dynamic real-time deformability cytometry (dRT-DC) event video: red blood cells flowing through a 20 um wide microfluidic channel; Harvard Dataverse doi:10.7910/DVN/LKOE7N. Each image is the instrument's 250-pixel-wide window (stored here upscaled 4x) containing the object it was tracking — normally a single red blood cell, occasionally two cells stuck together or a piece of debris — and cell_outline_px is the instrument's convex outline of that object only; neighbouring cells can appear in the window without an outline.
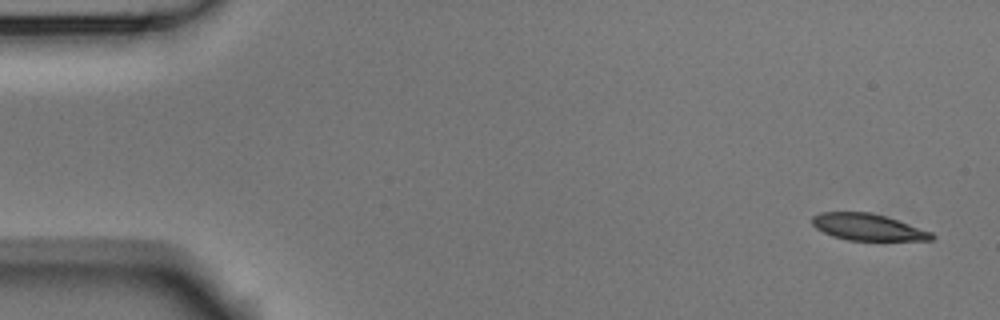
{"species": "Egyptian fruit bat (a non-hibernating species)", "species_latin": "Rousettus aegyptiacus", "temperature_condition": "room temperature", "stored_images_in_passage": 4, "camera_frame_rate_fps": 3000, "um_per_image_px": 0.085, "animal": {"sex": "male"}, "frame": {"image": 1, "passage_image": 1, "time_ms": 0.0, "image_size_px": [1000, 320], "cell_outline_px": [[936, 236], [932, 240], [848, 240], [832, 236], [816, 228], [812, 224], [812, 216], [820, 212], [868, 212], [884, 216], [932, 232]], "centroid_in_image_um": [73.74, 19.3], "position_along_channel_um": 11.3, "area_um2": 18.32}}
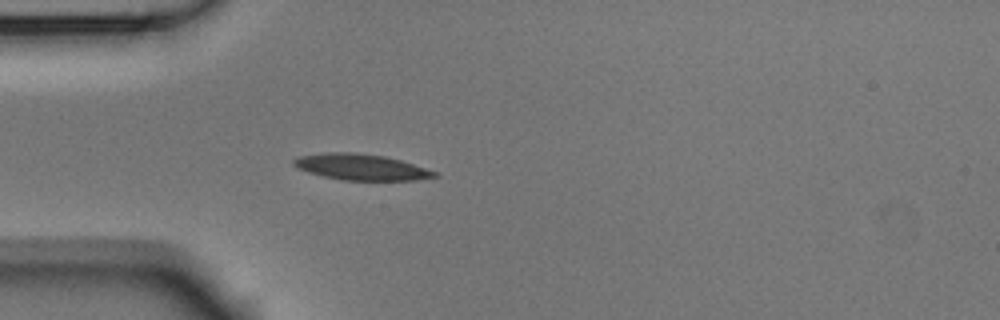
{"frame": {"image": 2, "passage_image": 4, "time_ms": 1.0, "image_size_px": [1000, 320], "cell_outline_px": [[440, 176], [416, 180], [340, 180], [308, 172], [296, 168], [292, 164], [292, 160], [300, 156], [324, 152], [352, 152], [384, 156], [400, 160], [440, 172]], "centroid_in_image_um": [30.71, 14.2], "position_along_channel_um": 54.3, "area_um2": 21.5}}